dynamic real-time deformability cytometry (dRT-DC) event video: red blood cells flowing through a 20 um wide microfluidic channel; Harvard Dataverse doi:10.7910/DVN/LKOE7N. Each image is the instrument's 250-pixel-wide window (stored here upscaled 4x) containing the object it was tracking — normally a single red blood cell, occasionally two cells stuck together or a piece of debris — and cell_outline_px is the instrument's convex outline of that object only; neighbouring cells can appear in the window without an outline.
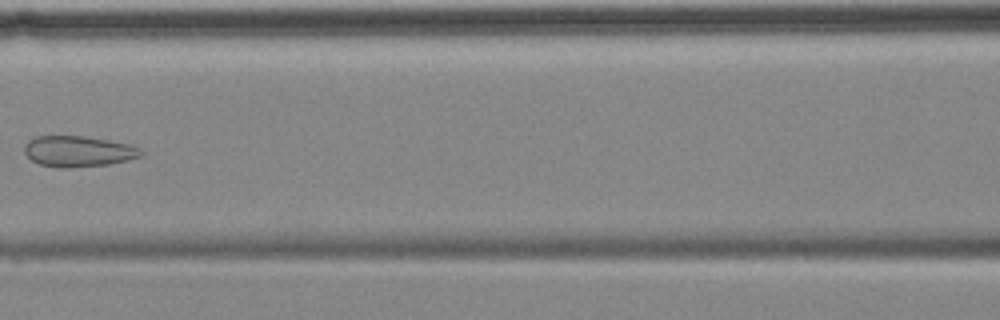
{"species": "common noctule bat (a hibernating species)", "species_latin": "Nyctalus noctula", "temperature_condition": "cold", "stored_images_in_passage": 5, "camera_frame_rate_fps": 3000, "um_per_image_px": 0.085, "animal": {"sex": "female", "body_mass_g": 18.4}, "frame": {"image": 1, "passage_image": 5, "time_ms": 6.0, "image_size_px": [1000, 320], "cell_outline_px": [[144, 152], [140, 156], [128, 160], [108, 164], [68, 168], [60, 168], [40, 164], [32, 160], [24, 152], [24, 144], [28, 140], [36, 136], [84, 136], [108, 140], [128, 144]], "centroid_in_image_um": [6.61, 12.86], "position_along_channel_um": 160.0, "area_um2": 20.81}}